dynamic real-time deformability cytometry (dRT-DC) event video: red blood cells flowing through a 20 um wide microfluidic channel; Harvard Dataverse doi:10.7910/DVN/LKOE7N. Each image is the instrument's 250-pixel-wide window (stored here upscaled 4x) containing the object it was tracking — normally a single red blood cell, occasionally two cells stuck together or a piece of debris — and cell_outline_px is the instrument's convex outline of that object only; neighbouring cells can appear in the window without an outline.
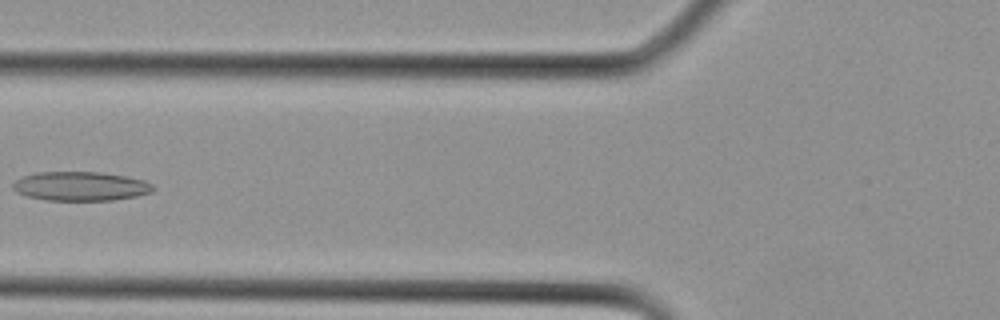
{"species": "Egyptian fruit bat (a non-hibernating species)", "species_latin": "Rousettus aegyptiacus", "temperature_condition": "cold", "stored_images_in_passage": 14, "camera_frame_rate_fps": 3000, "um_per_image_px": 0.085, "animal": {"sex": "female"}, "frame": {"image": 1, "passage_image": 6, "time_ms": 1.667, "image_size_px": [1000, 320], "cell_outline_px": [[156, 188], [152, 192], [136, 196], [112, 200], [44, 200], [28, 196], [16, 192], [12, 188], [12, 184], [20, 176], [36, 172], [100, 172], [124, 176], [144, 180], [152, 184]], "centroid_in_image_um": [6.82, 15.82], "position_along_channel_um": 119.0, "area_um2": 23.87}}
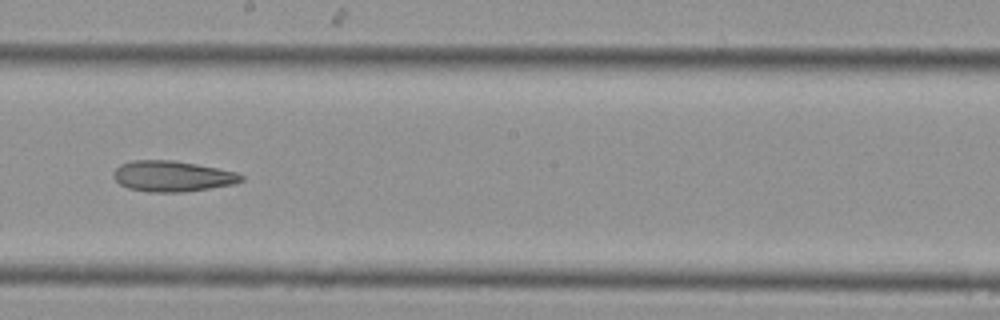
{"frame": {"image": 2, "passage_image": 11, "time_ms": 3.333, "image_size_px": [1000, 320], "cell_outline_px": [[244, 180], [232, 184], [184, 192], [148, 192], [128, 188], [120, 184], [112, 176], [112, 172], [120, 164], [132, 160], [172, 160], [196, 164], [236, 172], [244, 176]], "centroid_in_image_um": [14.6, 14.97], "position_along_channel_um": 233.6, "area_um2": 22.83}}
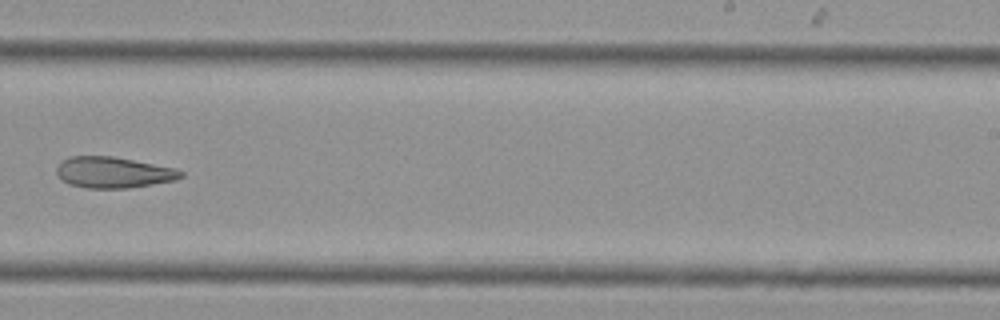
{"frame": {"image": 3, "passage_image": 13, "time_ms": 4.0, "image_size_px": [1000, 320], "cell_outline_px": [[184, 176], [176, 180], [128, 188], [84, 188], [68, 184], [56, 172], [56, 168], [68, 156], [112, 156], [176, 168], [184, 172]], "centroid_in_image_um": [9.66, 14.66], "position_along_channel_um": 279.3, "area_um2": 22.43}}